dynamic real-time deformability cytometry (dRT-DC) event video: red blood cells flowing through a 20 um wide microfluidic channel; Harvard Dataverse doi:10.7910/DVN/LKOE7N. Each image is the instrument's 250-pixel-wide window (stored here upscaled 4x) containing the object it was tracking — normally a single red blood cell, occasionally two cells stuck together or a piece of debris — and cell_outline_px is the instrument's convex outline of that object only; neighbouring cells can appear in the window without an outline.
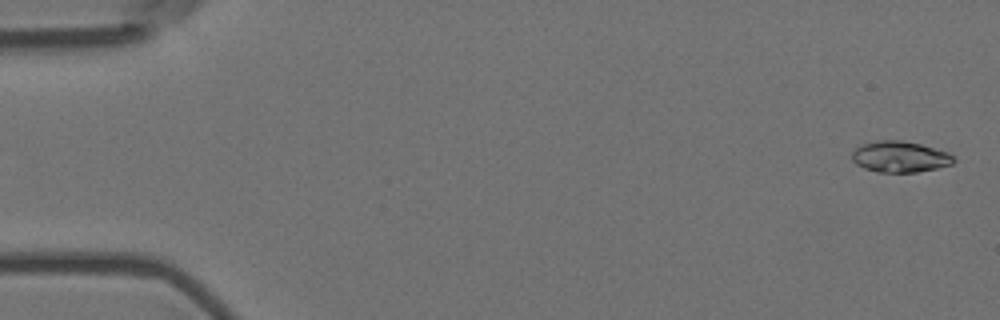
{"species": "Egyptian fruit bat (a non-hibernating species)", "species_latin": "Rousettus aegyptiacus", "temperature_condition": "room temperature", "stored_images_in_passage": 9, "camera_frame_rate_fps": 3000, "um_per_image_px": 0.085, "animal": {"sex": "female"}, "frame": {"image": 1, "passage_image": 1, "time_ms": 0.0, "image_size_px": [1000, 320], "cell_outline_px": [[956, 160], [952, 164], [936, 168], [916, 172], [876, 172], [864, 168], [856, 164], [852, 160], [852, 152], [860, 144], [876, 140], [900, 140], [920, 144], [948, 152]], "centroid_in_image_um": [76.46, 13.32], "position_along_channel_um": 8.5, "area_um2": 18.44}}
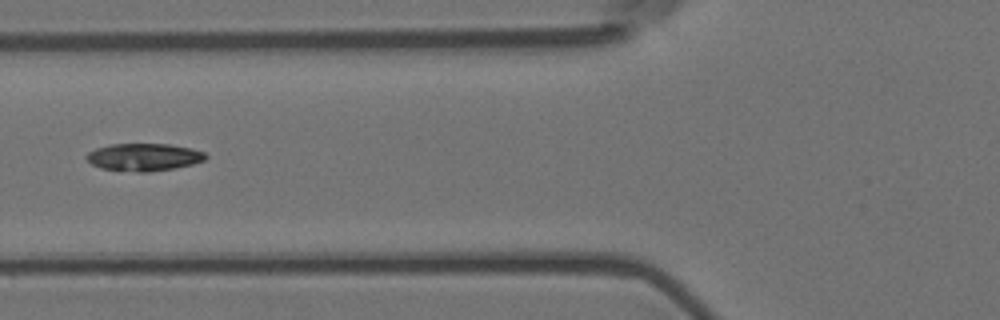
{"frame": {"image": 2, "passage_image": 6, "time_ms": 1.667, "image_size_px": [1000, 320], "cell_outline_px": [[208, 156], [204, 160], [192, 164], [176, 168], [148, 172], [136, 172], [100, 168], [92, 164], [84, 156], [88, 152], [96, 148], [112, 144], [168, 144], [192, 148], [204, 152]], "centroid_in_image_um": [12.23, 13.35], "position_along_channel_um": 113.6, "area_um2": 19.13}}
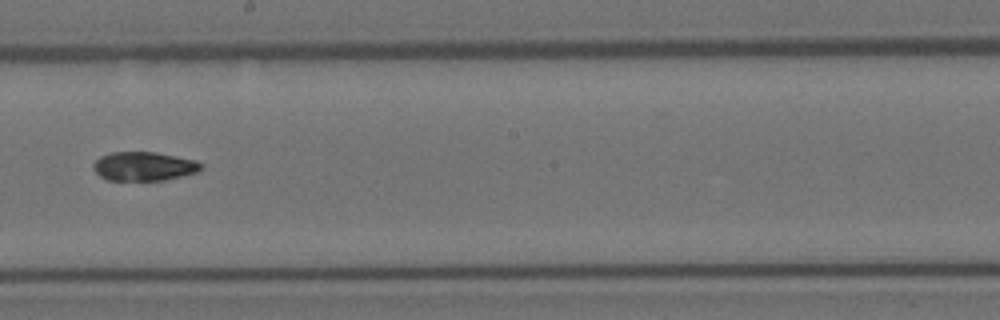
{"frame": {"image": 3, "passage_image": 9, "time_ms": 2.667, "image_size_px": [1000, 320], "cell_outline_px": [[204, 168], [196, 172], [164, 180], [108, 180], [100, 176], [92, 168], [92, 164], [100, 156], [112, 152], [156, 152], [196, 160], [204, 164]], "centroid_in_image_um": [12.24, 14.13], "position_along_channel_um": 236.0, "area_um2": 18.21}}